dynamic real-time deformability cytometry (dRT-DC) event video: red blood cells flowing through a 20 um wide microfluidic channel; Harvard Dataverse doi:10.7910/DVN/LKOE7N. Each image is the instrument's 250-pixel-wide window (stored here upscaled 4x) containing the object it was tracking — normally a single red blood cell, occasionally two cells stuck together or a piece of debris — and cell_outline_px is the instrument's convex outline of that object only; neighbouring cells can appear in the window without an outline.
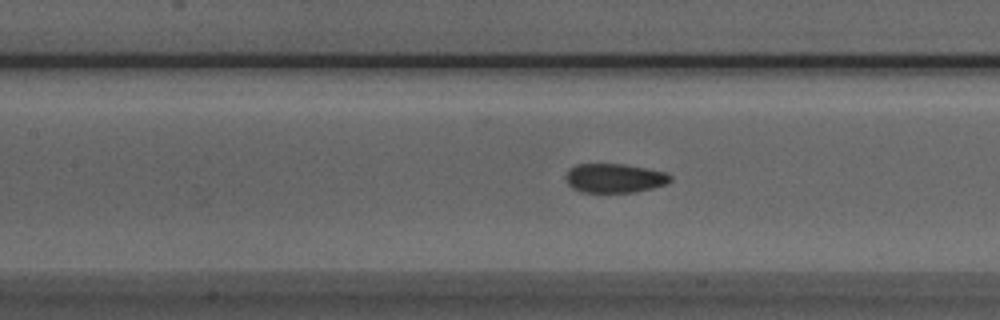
{"species": "Egyptian fruit bat (a non-hibernating species)", "species_latin": "Rousettus aegyptiacus", "temperature_condition": "room temperature", "stored_images_in_passage": 41, "segment_of_instrument_passage": [1, 2], "camera_frame_rate_fps": 3000, "um_per_image_px": 0.085, "animal": {"sex": "male"}, "frame": {"image": 1, "passage_image": 11, "time_ms": 3.333, "image_size_px": [1000, 320], "cell_outline_px": [[672, 180], [664, 184], [652, 188], [636, 192], [580, 192], [572, 188], [568, 184], [564, 176], [568, 168], [576, 164], [624, 164], [664, 172], [672, 176]], "centroid_in_image_um": [52.17, 15.14], "position_along_channel_um": 155.2, "area_um2": 17.8}}
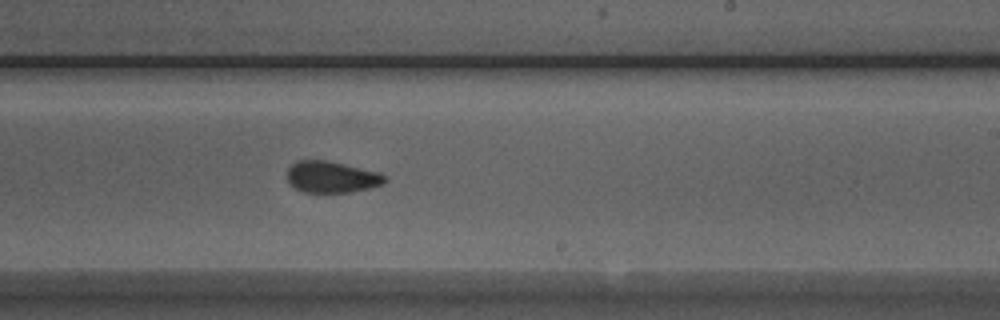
{"frame": {"image": 2, "passage_image": 19, "time_ms": 6.0, "image_size_px": [1000, 320], "cell_outline_px": [[388, 180], [384, 184], [368, 188], [348, 192], [304, 192], [296, 188], [288, 180], [288, 168], [296, 160], [328, 160], [380, 172]], "centroid_in_image_um": [28.21, 15.03], "position_along_channel_um": 260.8, "area_um2": 17.86}}
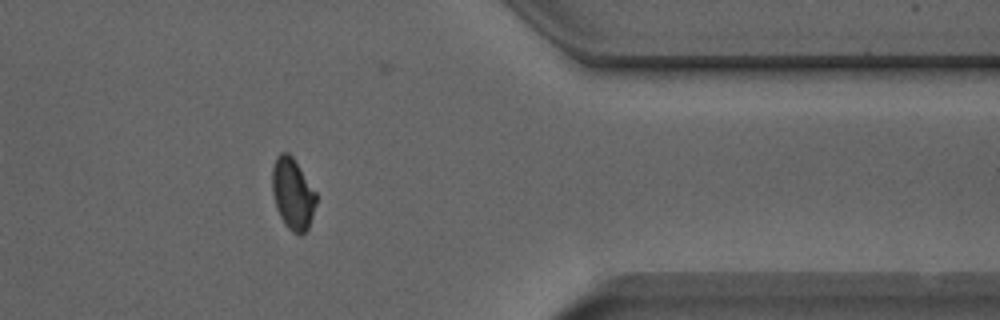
{"frame": {"image": 3, "passage_image": 30, "time_ms": 9.667, "image_size_px": [1000, 320], "cell_outline_px": [[316, 204], [308, 228], [300, 236], [292, 232], [284, 224], [276, 208], [272, 192], [272, 168], [276, 156], [280, 152], [288, 152], [292, 156], [316, 192]], "centroid_in_image_um": [24.86, 16.47], "position_along_channel_um": 386.5, "area_um2": 18.32}}